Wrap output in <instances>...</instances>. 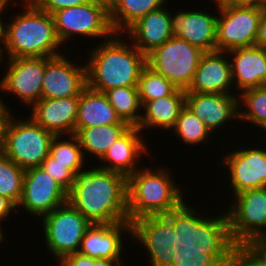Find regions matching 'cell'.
<instances>
[{
    "mask_svg": "<svg viewBox=\"0 0 266 266\" xmlns=\"http://www.w3.org/2000/svg\"><path fill=\"white\" fill-rule=\"evenodd\" d=\"M92 165L75 175L67 202L92 224L129 221L127 177Z\"/></svg>",
    "mask_w": 266,
    "mask_h": 266,
    "instance_id": "6da1fadb",
    "label": "cell"
},
{
    "mask_svg": "<svg viewBox=\"0 0 266 266\" xmlns=\"http://www.w3.org/2000/svg\"><path fill=\"white\" fill-rule=\"evenodd\" d=\"M188 202L185 199L178 208L165 214L173 224L176 245L208 249V254L222 266H229L240 255L241 249L232 241L227 212L221 211L216 216L213 211L214 215H211Z\"/></svg>",
    "mask_w": 266,
    "mask_h": 266,
    "instance_id": "7a4b0ae2",
    "label": "cell"
},
{
    "mask_svg": "<svg viewBox=\"0 0 266 266\" xmlns=\"http://www.w3.org/2000/svg\"><path fill=\"white\" fill-rule=\"evenodd\" d=\"M127 41L126 35L114 34L90 47L86 60L87 86L105 93L116 87L138 85L140 74L147 66L146 55Z\"/></svg>",
    "mask_w": 266,
    "mask_h": 266,
    "instance_id": "3957f363",
    "label": "cell"
},
{
    "mask_svg": "<svg viewBox=\"0 0 266 266\" xmlns=\"http://www.w3.org/2000/svg\"><path fill=\"white\" fill-rule=\"evenodd\" d=\"M14 2L12 5L21 4L23 10L21 8L5 21V57L52 58L67 52L61 49L64 46L57 36L52 14L39 9L31 0Z\"/></svg>",
    "mask_w": 266,
    "mask_h": 266,
    "instance_id": "277c9868",
    "label": "cell"
},
{
    "mask_svg": "<svg viewBox=\"0 0 266 266\" xmlns=\"http://www.w3.org/2000/svg\"><path fill=\"white\" fill-rule=\"evenodd\" d=\"M169 168L166 164L156 167L143 165L127 177V211L130 222L145 216L165 215L187 199L184 187L175 181Z\"/></svg>",
    "mask_w": 266,
    "mask_h": 266,
    "instance_id": "5b68a950",
    "label": "cell"
},
{
    "mask_svg": "<svg viewBox=\"0 0 266 266\" xmlns=\"http://www.w3.org/2000/svg\"><path fill=\"white\" fill-rule=\"evenodd\" d=\"M53 18L57 36L66 51L73 49H68V40L102 38V42L115 34L109 18V0H92L87 4L64 8L56 11Z\"/></svg>",
    "mask_w": 266,
    "mask_h": 266,
    "instance_id": "8992f818",
    "label": "cell"
},
{
    "mask_svg": "<svg viewBox=\"0 0 266 266\" xmlns=\"http://www.w3.org/2000/svg\"><path fill=\"white\" fill-rule=\"evenodd\" d=\"M20 117L15 114L9 122L3 154L26 170L41 165L55 135L29 116Z\"/></svg>",
    "mask_w": 266,
    "mask_h": 266,
    "instance_id": "52a82bcc",
    "label": "cell"
},
{
    "mask_svg": "<svg viewBox=\"0 0 266 266\" xmlns=\"http://www.w3.org/2000/svg\"><path fill=\"white\" fill-rule=\"evenodd\" d=\"M204 53L186 40L173 36L146 55V64L177 88L187 90L193 82L195 71Z\"/></svg>",
    "mask_w": 266,
    "mask_h": 266,
    "instance_id": "ba28073f",
    "label": "cell"
},
{
    "mask_svg": "<svg viewBox=\"0 0 266 266\" xmlns=\"http://www.w3.org/2000/svg\"><path fill=\"white\" fill-rule=\"evenodd\" d=\"M259 138H261V142L259 141L258 144L252 142L251 145L249 142L250 146H246V148L242 146L239 148L236 145L233 152L231 149L229 153L225 151V155L223 154L220 161L214 162L219 170L222 171L224 168V172L228 171L225 174L227 175L226 179H229V187L227 185L226 187L229 188L227 195H230L231 198L245 190L266 187V141L263 136H259ZM260 143L262 144L260 145ZM229 190L232 191L229 192Z\"/></svg>",
    "mask_w": 266,
    "mask_h": 266,
    "instance_id": "9c48e42d",
    "label": "cell"
},
{
    "mask_svg": "<svg viewBox=\"0 0 266 266\" xmlns=\"http://www.w3.org/2000/svg\"><path fill=\"white\" fill-rule=\"evenodd\" d=\"M44 246L50 257L59 261L64 256L76 253L85 231L91 226L78 210L68 202L39 219ZM52 255V256H51Z\"/></svg>",
    "mask_w": 266,
    "mask_h": 266,
    "instance_id": "30bf717a",
    "label": "cell"
},
{
    "mask_svg": "<svg viewBox=\"0 0 266 266\" xmlns=\"http://www.w3.org/2000/svg\"><path fill=\"white\" fill-rule=\"evenodd\" d=\"M227 200L230 235L240 249L253 238L266 235V187L245 190Z\"/></svg>",
    "mask_w": 266,
    "mask_h": 266,
    "instance_id": "8fae6325",
    "label": "cell"
},
{
    "mask_svg": "<svg viewBox=\"0 0 266 266\" xmlns=\"http://www.w3.org/2000/svg\"><path fill=\"white\" fill-rule=\"evenodd\" d=\"M47 57L5 58V73L0 77V93L12 95L28 109L41 100V91ZM7 93V94H6Z\"/></svg>",
    "mask_w": 266,
    "mask_h": 266,
    "instance_id": "7c38bea8",
    "label": "cell"
},
{
    "mask_svg": "<svg viewBox=\"0 0 266 266\" xmlns=\"http://www.w3.org/2000/svg\"><path fill=\"white\" fill-rule=\"evenodd\" d=\"M131 239L148 255V266H172L176 233L165 215L145 216L131 222Z\"/></svg>",
    "mask_w": 266,
    "mask_h": 266,
    "instance_id": "4fadbf2b",
    "label": "cell"
},
{
    "mask_svg": "<svg viewBox=\"0 0 266 266\" xmlns=\"http://www.w3.org/2000/svg\"><path fill=\"white\" fill-rule=\"evenodd\" d=\"M262 11V6L218 9L216 51L254 46Z\"/></svg>",
    "mask_w": 266,
    "mask_h": 266,
    "instance_id": "5bb4252c",
    "label": "cell"
},
{
    "mask_svg": "<svg viewBox=\"0 0 266 266\" xmlns=\"http://www.w3.org/2000/svg\"><path fill=\"white\" fill-rule=\"evenodd\" d=\"M67 200L68 191L41 166L29 168L25 170L22 197L16 207V214L20 213L21 208L38 220V217L41 219L67 203Z\"/></svg>",
    "mask_w": 266,
    "mask_h": 266,
    "instance_id": "9a60e30c",
    "label": "cell"
},
{
    "mask_svg": "<svg viewBox=\"0 0 266 266\" xmlns=\"http://www.w3.org/2000/svg\"><path fill=\"white\" fill-rule=\"evenodd\" d=\"M68 54L71 52L52 57L45 64L41 99L79 97L87 87L86 63H75Z\"/></svg>",
    "mask_w": 266,
    "mask_h": 266,
    "instance_id": "2e32d148",
    "label": "cell"
},
{
    "mask_svg": "<svg viewBox=\"0 0 266 266\" xmlns=\"http://www.w3.org/2000/svg\"><path fill=\"white\" fill-rule=\"evenodd\" d=\"M172 11L171 22L174 36L186 40L190 45L200 48L204 52L216 51L218 9L209 11L206 7L201 10L183 9ZM197 9V10H196Z\"/></svg>",
    "mask_w": 266,
    "mask_h": 266,
    "instance_id": "e0dca14e",
    "label": "cell"
},
{
    "mask_svg": "<svg viewBox=\"0 0 266 266\" xmlns=\"http://www.w3.org/2000/svg\"><path fill=\"white\" fill-rule=\"evenodd\" d=\"M186 106L214 135L221 132V128L227 124L232 125L234 121L239 123L237 94L186 92Z\"/></svg>",
    "mask_w": 266,
    "mask_h": 266,
    "instance_id": "ac0fdd59",
    "label": "cell"
},
{
    "mask_svg": "<svg viewBox=\"0 0 266 266\" xmlns=\"http://www.w3.org/2000/svg\"><path fill=\"white\" fill-rule=\"evenodd\" d=\"M129 238H131L130 221L91 224L85 231L77 252L95 259L123 260L125 259L122 258L123 253L127 250L124 248V240H130Z\"/></svg>",
    "mask_w": 266,
    "mask_h": 266,
    "instance_id": "d6986e66",
    "label": "cell"
},
{
    "mask_svg": "<svg viewBox=\"0 0 266 266\" xmlns=\"http://www.w3.org/2000/svg\"><path fill=\"white\" fill-rule=\"evenodd\" d=\"M142 134L137 126H131L109 147L108 151L99 160V164L96 163L95 165L104 170L122 173L126 177L135 173L141 168L140 164L142 162L140 161L145 160L140 158H143L144 154L149 156L152 153L146 135Z\"/></svg>",
    "mask_w": 266,
    "mask_h": 266,
    "instance_id": "ffe728a7",
    "label": "cell"
},
{
    "mask_svg": "<svg viewBox=\"0 0 266 266\" xmlns=\"http://www.w3.org/2000/svg\"><path fill=\"white\" fill-rule=\"evenodd\" d=\"M186 92L235 94L227 52H205Z\"/></svg>",
    "mask_w": 266,
    "mask_h": 266,
    "instance_id": "44dd1931",
    "label": "cell"
},
{
    "mask_svg": "<svg viewBox=\"0 0 266 266\" xmlns=\"http://www.w3.org/2000/svg\"><path fill=\"white\" fill-rule=\"evenodd\" d=\"M78 105L79 97L41 99L28 108L27 114L54 135H71L75 134Z\"/></svg>",
    "mask_w": 266,
    "mask_h": 266,
    "instance_id": "7402d4cb",
    "label": "cell"
},
{
    "mask_svg": "<svg viewBox=\"0 0 266 266\" xmlns=\"http://www.w3.org/2000/svg\"><path fill=\"white\" fill-rule=\"evenodd\" d=\"M235 94L266 85V55L259 46L243 47L227 52Z\"/></svg>",
    "mask_w": 266,
    "mask_h": 266,
    "instance_id": "603a6c76",
    "label": "cell"
},
{
    "mask_svg": "<svg viewBox=\"0 0 266 266\" xmlns=\"http://www.w3.org/2000/svg\"><path fill=\"white\" fill-rule=\"evenodd\" d=\"M170 8L165 5L148 13L124 33L128 40L144 55L174 36Z\"/></svg>",
    "mask_w": 266,
    "mask_h": 266,
    "instance_id": "cb8c5ba5",
    "label": "cell"
},
{
    "mask_svg": "<svg viewBox=\"0 0 266 266\" xmlns=\"http://www.w3.org/2000/svg\"><path fill=\"white\" fill-rule=\"evenodd\" d=\"M186 105V90L178 88L172 95L148 101L142 107V117L137 128L143 133L154 129L169 131L176 125L181 110ZM151 130V131H150Z\"/></svg>",
    "mask_w": 266,
    "mask_h": 266,
    "instance_id": "d4e9b609",
    "label": "cell"
},
{
    "mask_svg": "<svg viewBox=\"0 0 266 266\" xmlns=\"http://www.w3.org/2000/svg\"><path fill=\"white\" fill-rule=\"evenodd\" d=\"M111 124L128 123L120 119L104 92L93 90L87 86L79 96L75 134L82 128Z\"/></svg>",
    "mask_w": 266,
    "mask_h": 266,
    "instance_id": "484cf974",
    "label": "cell"
},
{
    "mask_svg": "<svg viewBox=\"0 0 266 266\" xmlns=\"http://www.w3.org/2000/svg\"><path fill=\"white\" fill-rule=\"evenodd\" d=\"M164 5H168V0H109V18L114 33L124 34L140 18Z\"/></svg>",
    "mask_w": 266,
    "mask_h": 266,
    "instance_id": "4316f807",
    "label": "cell"
},
{
    "mask_svg": "<svg viewBox=\"0 0 266 266\" xmlns=\"http://www.w3.org/2000/svg\"><path fill=\"white\" fill-rule=\"evenodd\" d=\"M130 127L129 124H111L82 128L76 135L79 138L84 158L88 164H91L88 160H92V162L93 160L99 161L109 147ZM86 157L88 158L86 159ZM89 157H92V159H89Z\"/></svg>",
    "mask_w": 266,
    "mask_h": 266,
    "instance_id": "83f0119b",
    "label": "cell"
},
{
    "mask_svg": "<svg viewBox=\"0 0 266 266\" xmlns=\"http://www.w3.org/2000/svg\"><path fill=\"white\" fill-rule=\"evenodd\" d=\"M239 121L243 123L241 125L250 123L258 132L266 131V85L245 90L239 95Z\"/></svg>",
    "mask_w": 266,
    "mask_h": 266,
    "instance_id": "f1b7e54d",
    "label": "cell"
},
{
    "mask_svg": "<svg viewBox=\"0 0 266 266\" xmlns=\"http://www.w3.org/2000/svg\"><path fill=\"white\" fill-rule=\"evenodd\" d=\"M109 103L122 121L138 126L142 117V104L137 86L116 87L105 92Z\"/></svg>",
    "mask_w": 266,
    "mask_h": 266,
    "instance_id": "f546056e",
    "label": "cell"
},
{
    "mask_svg": "<svg viewBox=\"0 0 266 266\" xmlns=\"http://www.w3.org/2000/svg\"><path fill=\"white\" fill-rule=\"evenodd\" d=\"M49 155L56 163L66 165L75 175L88 166L76 134L55 135L50 144Z\"/></svg>",
    "mask_w": 266,
    "mask_h": 266,
    "instance_id": "4dcf8cb0",
    "label": "cell"
},
{
    "mask_svg": "<svg viewBox=\"0 0 266 266\" xmlns=\"http://www.w3.org/2000/svg\"><path fill=\"white\" fill-rule=\"evenodd\" d=\"M174 136L183 142L182 144L196 147L213 142L214 134L211 130L185 105L181 110L176 125L171 130ZM201 143V144H200ZM198 145V146H197Z\"/></svg>",
    "mask_w": 266,
    "mask_h": 266,
    "instance_id": "1f68e13d",
    "label": "cell"
},
{
    "mask_svg": "<svg viewBox=\"0 0 266 266\" xmlns=\"http://www.w3.org/2000/svg\"><path fill=\"white\" fill-rule=\"evenodd\" d=\"M25 170L3 153L0 154V195L9 199L16 207L19 204Z\"/></svg>",
    "mask_w": 266,
    "mask_h": 266,
    "instance_id": "d6a6232c",
    "label": "cell"
},
{
    "mask_svg": "<svg viewBox=\"0 0 266 266\" xmlns=\"http://www.w3.org/2000/svg\"><path fill=\"white\" fill-rule=\"evenodd\" d=\"M137 88L142 107L148 101L170 96L178 89L172 82L148 66L142 70Z\"/></svg>",
    "mask_w": 266,
    "mask_h": 266,
    "instance_id": "836d02e7",
    "label": "cell"
},
{
    "mask_svg": "<svg viewBox=\"0 0 266 266\" xmlns=\"http://www.w3.org/2000/svg\"><path fill=\"white\" fill-rule=\"evenodd\" d=\"M172 266H222L208 249L181 248L180 243L173 247Z\"/></svg>",
    "mask_w": 266,
    "mask_h": 266,
    "instance_id": "e575fe53",
    "label": "cell"
},
{
    "mask_svg": "<svg viewBox=\"0 0 266 266\" xmlns=\"http://www.w3.org/2000/svg\"><path fill=\"white\" fill-rule=\"evenodd\" d=\"M240 255L251 266H266V235L250 240L241 248Z\"/></svg>",
    "mask_w": 266,
    "mask_h": 266,
    "instance_id": "d590c367",
    "label": "cell"
},
{
    "mask_svg": "<svg viewBox=\"0 0 266 266\" xmlns=\"http://www.w3.org/2000/svg\"><path fill=\"white\" fill-rule=\"evenodd\" d=\"M54 180L69 191L75 181V174L48 155L40 165Z\"/></svg>",
    "mask_w": 266,
    "mask_h": 266,
    "instance_id": "8d00e7d4",
    "label": "cell"
},
{
    "mask_svg": "<svg viewBox=\"0 0 266 266\" xmlns=\"http://www.w3.org/2000/svg\"><path fill=\"white\" fill-rule=\"evenodd\" d=\"M125 260H108L102 258H91L81 253H72L61 258L58 266H126Z\"/></svg>",
    "mask_w": 266,
    "mask_h": 266,
    "instance_id": "74e56055",
    "label": "cell"
},
{
    "mask_svg": "<svg viewBox=\"0 0 266 266\" xmlns=\"http://www.w3.org/2000/svg\"><path fill=\"white\" fill-rule=\"evenodd\" d=\"M31 1L39 9L53 15L58 10L81 4H87L92 0H31Z\"/></svg>",
    "mask_w": 266,
    "mask_h": 266,
    "instance_id": "f35d334b",
    "label": "cell"
},
{
    "mask_svg": "<svg viewBox=\"0 0 266 266\" xmlns=\"http://www.w3.org/2000/svg\"><path fill=\"white\" fill-rule=\"evenodd\" d=\"M0 93V154L3 153L4 146H5V141H6V132L7 128L9 125L10 120L12 117L16 114L14 113L15 111L10 108V105L8 106L7 104L8 101H3L4 97Z\"/></svg>",
    "mask_w": 266,
    "mask_h": 266,
    "instance_id": "ab89813d",
    "label": "cell"
},
{
    "mask_svg": "<svg viewBox=\"0 0 266 266\" xmlns=\"http://www.w3.org/2000/svg\"><path fill=\"white\" fill-rule=\"evenodd\" d=\"M16 206L6 197L0 195V225L4 226L3 223L10 221V215H17ZM9 219V220H8ZM8 220V221H7ZM4 221V222H3Z\"/></svg>",
    "mask_w": 266,
    "mask_h": 266,
    "instance_id": "60d3db41",
    "label": "cell"
},
{
    "mask_svg": "<svg viewBox=\"0 0 266 266\" xmlns=\"http://www.w3.org/2000/svg\"><path fill=\"white\" fill-rule=\"evenodd\" d=\"M214 8L222 9L230 6H261V0H209ZM216 6V7H215Z\"/></svg>",
    "mask_w": 266,
    "mask_h": 266,
    "instance_id": "b9f144b4",
    "label": "cell"
},
{
    "mask_svg": "<svg viewBox=\"0 0 266 266\" xmlns=\"http://www.w3.org/2000/svg\"><path fill=\"white\" fill-rule=\"evenodd\" d=\"M255 45L261 48L266 45V8H263L262 15L259 20Z\"/></svg>",
    "mask_w": 266,
    "mask_h": 266,
    "instance_id": "7bdbcfd3",
    "label": "cell"
},
{
    "mask_svg": "<svg viewBox=\"0 0 266 266\" xmlns=\"http://www.w3.org/2000/svg\"><path fill=\"white\" fill-rule=\"evenodd\" d=\"M13 4L11 1H7V0H2L0 2V44L4 45V41H5V19L6 17H4L5 14V10L6 12L8 10L9 5ZM3 12V13H2ZM4 17V18H3Z\"/></svg>",
    "mask_w": 266,
    "mask_h": 266,
    "instance_id": "ee69618b",
    "label": "cell"
},
{
    "mask_svg": "<svg viewBox=\"0 0 266 266\" xmlns=\"http://www.w3.org/2000/svg\"><path fill=\"white\" fill-rule=\"evenodd\" d=\"M229 266H251L241 255H239Z\"/></svg>",
    "mask_w": 266,
    "mask_h": 266,
    "instance_id": "f6af8a7d",
    "label": "cell"
},
{
    "mask_svg": "<svg viewBox=\"0 0 266 266\" xmlns=\"http://www.w3.org/2000/svg\"><path fill=\"white\" fill-rule=\"evenodd\" d=\"M4 229H5V228L2 227V226L0 225V244L3 243L5 239H7L5 236L10 235V234H7V231L4 232ZM5 233H6L7 235H6ZM4 234H5V235H4ZM0 247H2V244L0 245Z\"/></svg>",
    "mask_w": 266,
    "mask_h": 266,
    "instance_id": "bcb514c9",
    "label": "cell"
},
{
    "mask_svg": "<svg viewBox=\"0 0 266 266\" xmlns=\"http://www.w3.org/2000/svg\"><path fill=\"white\" fill-rule=\"evenodd\" d=\"M4 58H6L5 57V54H4V47H3V45H1L0 44V67L4 64V62L5 61H3V60H5ZM3 62V63H2ZM2 63V64H1Z\"/></svg>",
    "mask_w": 266,
    "mask_h": 266,
    "instance_id": "7dc6e473",
    "label": "cell"
},
{
    "mask_svg": "<svg viewBox=\"0 0 266 266\" xmlns=\"http://www.w3.org/2000/svg\"><path fill=\"white\" fill-rule=\"evenodd\" d=\"M261 6H262L263 8H266V0H261Z\"/></svg>",
    "mask_w": 266,
    "mask_h": 266,
    "instance_id": "c3c4849f",
    "label": "cell"
},
{
    "mask_svg": "<svg viewBox=\"0 0 266 266\" xmlns=\"http://www.w3.org/2000/svg\"><path fill=\"white\" fill-rule=\"evenodd\" d=\"M262 49L264 50L265 55H266V45H264V46L262 47Z\"/></svg>",
    "mask_w": 266,
    "mask_h": 266,
    "instance_id": "681fc988",
    "label": "cell"
},
{
    "mask_svg": "<svg viewBox=\"0 0 266 266\" xmlns=\"http://www.w3.org/2000/svg\"><path fill=\"white\" fill-rule=\"evenodd\" d=\"M13 2L14 0H7ZM18 2L25 1V0H17Z\"/></svg>",
    "mask_w": 266,
    "mask_h": 266,
    "instance_id": "f907efd6",
    "label": "cell"
},
{
    "mask_svg": "<svg viewBox=\"0 0 266 266\" xmlns=\"http://www.w3.org/2000/svg\"><path fill=\"white\" fill-rule=\"evenodd\" d=\"M263 134H264V135H263ZM265 134H266V132H265V133H264V132L262 133L263 137L266 139V136H265Z\"/></svg>",
    "mask_w": 266,
    "mask_h": 266,
    "instance_id": "816d5d0a",
    "label": "cell"
}]
</instances>
